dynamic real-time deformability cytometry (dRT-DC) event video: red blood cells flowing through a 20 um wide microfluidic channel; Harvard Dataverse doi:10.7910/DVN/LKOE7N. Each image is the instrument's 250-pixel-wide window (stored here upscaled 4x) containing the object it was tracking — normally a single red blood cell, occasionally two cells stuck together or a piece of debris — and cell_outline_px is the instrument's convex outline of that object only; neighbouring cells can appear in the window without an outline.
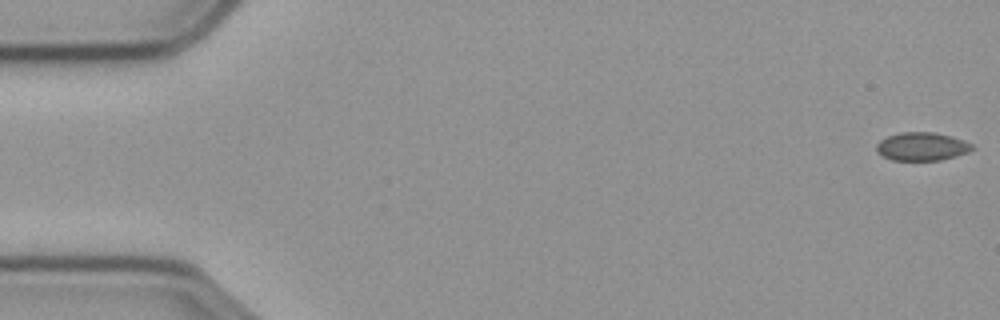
{"species": "common noctule bat (a hibernating species)", "species_latin": "Nyctalus noctula", "temperature_condition": "cold", "stored_images_in_passage": 50, "camera_frame_rate_fps": 3000, "um_per_image_px": 0.085, "animal": {"sex": "male", "body_mass_g": 23.1, "forearm_length_mm": 52.7}, "frame": {"image": 1, "passage_image": 1, "time_ms": 0.0, "image_size_px": [1000, 320], "cell_outline_px": [[976, 148], [968, 152], [956, 156], [940, 160], [892, 160], [876, 152], [876, 144], [880, 140], [888, 136], [900, 132], [936, 132], [952, 136], [964, 140], [972, 144]], "centroid_in_image_um": [78.38, 12.44], "position_along_channel_um": 6.6, "area_um2": 15.9}}
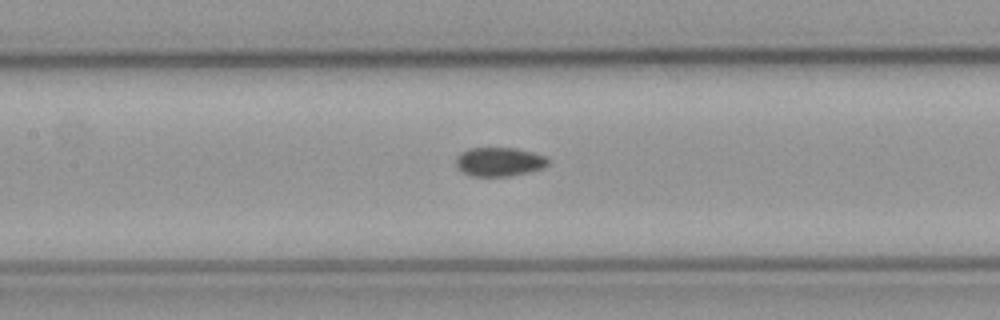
{"frame": {"image": 2, "passage_image": 26, "time_ms": 8.333, "image_size_px": [1000, 320], "cell_outline_px": [[548, 164], [540, 168], [528, 172], [508, 176], [472, 176], [464, 172], [456, 164], [456, 160], [460, 152], [468, 148], [516, 148], [532, 152], [544, 156], [548, 160]], "centroid_in_image_um": [42.41, 13.74], "position_along_channel_um": 165.0, "area_um2": 15.26}}
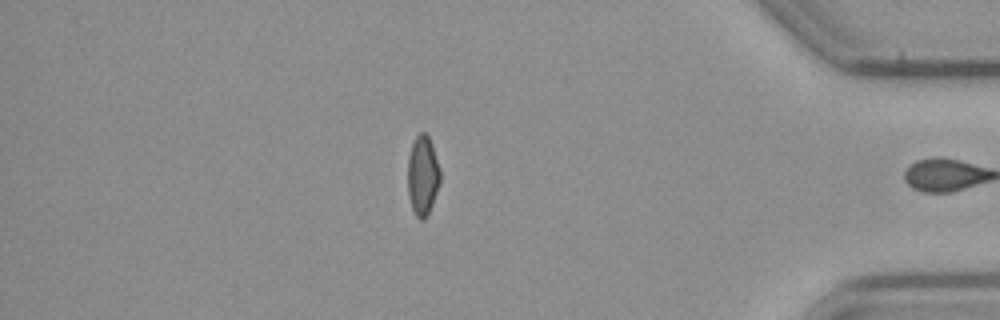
{"frame": {"image": 3, "passage_image": 49, "time_ms": 16.0, "image_size_px": [1000, 320], "cell_outline_px": [[440, 184], [428, 216], [424, 220], [420, 220], [416, 216], [412, 208], [408, 192], [408, 156], [412, 144], [416, 136], [420, 132], [424, 132], [428, 136], [432, 144], [440, 168]], "centroid_in_image_um": [35.94, 14.94], "position_along_channel_um": 399.3, "area_um2": 15.2}}